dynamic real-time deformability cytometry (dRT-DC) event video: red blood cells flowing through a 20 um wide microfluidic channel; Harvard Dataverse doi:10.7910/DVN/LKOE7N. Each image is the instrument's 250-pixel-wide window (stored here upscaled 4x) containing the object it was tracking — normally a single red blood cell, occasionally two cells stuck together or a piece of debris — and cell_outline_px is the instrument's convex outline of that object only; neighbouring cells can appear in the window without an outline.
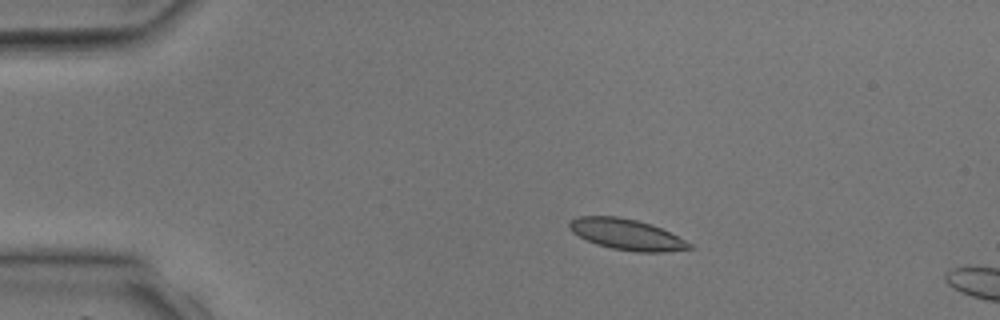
{"species": "common noctule bat (a hibernating species)", "species_latin": "Nyctalus noctula", "temperature_condition": "room temperature", "stored_images_in_passage": 2, "camera_frame_rate_fps": 3000, "um_per_image_px": 0.085, "animal": {"sex": "male", "body_mass_g": 17.9, "forearm_length_mm": 54.2}, "frame": {"image": 1, "passage_image": 1, "time_ms": 0.0, "image_size_px": [1000, 320], "cell_outline_px": [[692, 248], [664, 252], [636, 252], [612, 248], [596, 244], [572, 232], [568, 228], [568, 224], [576, 216], [616, 216], [636, 220], [652, 224], [692, 244]], "centroid_in_image_um": [53.23, 19.92], "position_along_channel_um": 31.8, "area_um2": 21.33}}